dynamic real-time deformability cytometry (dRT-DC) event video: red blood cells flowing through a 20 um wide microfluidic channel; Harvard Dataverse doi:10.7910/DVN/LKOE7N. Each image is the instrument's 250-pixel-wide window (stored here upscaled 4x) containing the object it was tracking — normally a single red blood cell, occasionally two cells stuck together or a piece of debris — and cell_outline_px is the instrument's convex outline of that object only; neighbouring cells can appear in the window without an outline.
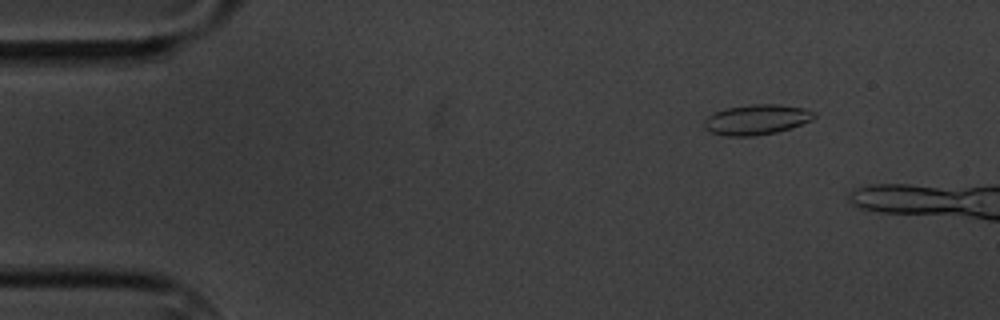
{"species": "common noctule bat (a hibernating species)", "species_latin": "Nyctalus noctula", "temperature_condition": "cold", "stored_images_in_passage": 3, "camera_frame_rate_fps": 3000, "um_per_image_px": 0.085, "animal": {"sex": "male", "body_mass_g": 20.1, "forearm_length_mm": 53.5}, "frame": {"image": 1, "passage_image": 1, "time_ms": 0.0, "image_size_px": [1000, 320], "cell_outline_px": [[816, 116], [812, 120], [792, 128], [776, 132], [752, 136], [724, 136], [712, 132], [704, 128], [704, 120], [708, 116], [716, 112], [728, 108], [752, 104], [776, 104], [804, 108], [816, 112]], "centroid_in_image_um": [64.34, 10.17], "position_along_channel_um": 20.7, "area_um2": 19.31}}